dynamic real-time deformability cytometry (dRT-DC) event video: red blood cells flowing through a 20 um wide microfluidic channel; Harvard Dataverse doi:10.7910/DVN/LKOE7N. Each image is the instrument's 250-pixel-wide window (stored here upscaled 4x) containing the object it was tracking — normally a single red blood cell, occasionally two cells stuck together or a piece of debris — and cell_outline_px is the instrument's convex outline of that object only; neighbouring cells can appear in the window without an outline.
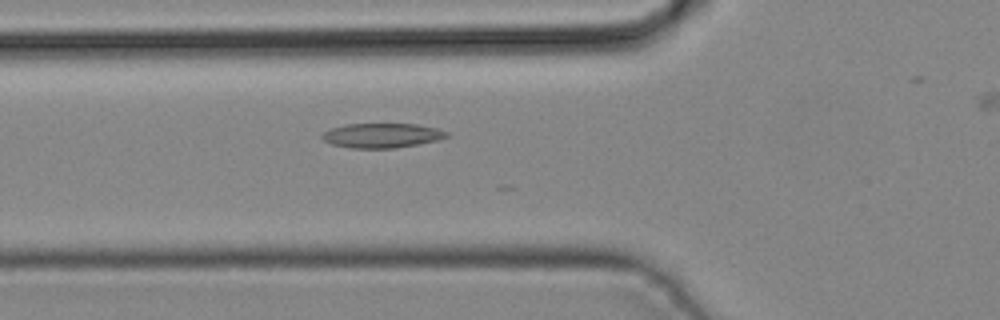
{"species": "common noctule bat (a hibernating species)", "species_latin": "Nyctalus noctula", "temperature_condition": "cold", "stored_images_in_passage": 11, "camera_frame_rate_fps": 3000, "um_per_image_px": 0.085, "animal": {"sex": "male", "body_mass_g": 19.2, "forearm_length_mm": 51.8}, "frame": {"image": 1, "passage_image": 4, "time_ms": 1.0, "image_size_px": [1000, 320], "cell_outline_px": [[448, 136], [436, 140], [420, 144], [396, 148], [348, 148], [332, 144], [324, 140], [320, 136], [324, 132], [332, 128], [344, 124], [416, 124], [436, 128], [448, 132]], "centroid_in_image_um": [32.44, 11.52], "position_along_channel_um": 93.4, "area_um2": 17.8}}
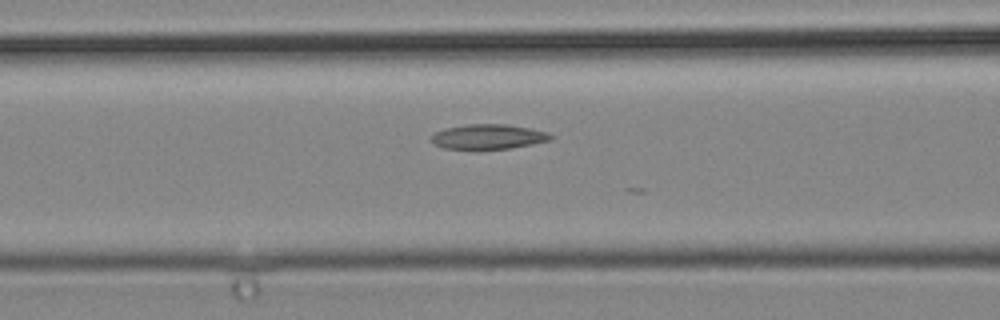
{"frame": {"image": 2, "passage_image": 6, "time_ms": 1.667, "image_size_px": [1000, 320], "cell_outline_px": [[552, 140], [512, 148], [476, 152], [444, 148], [436, 144], [432, 140], [432, 136], [436, 132], [444, 128], [464, 124], [504, 124], [528, 128], [548, 132], [552, 136]], "centroid_in_image_um": [41.48, 11.66], "position_along_channel_um": 125.1, "area_um2": 17.92}}
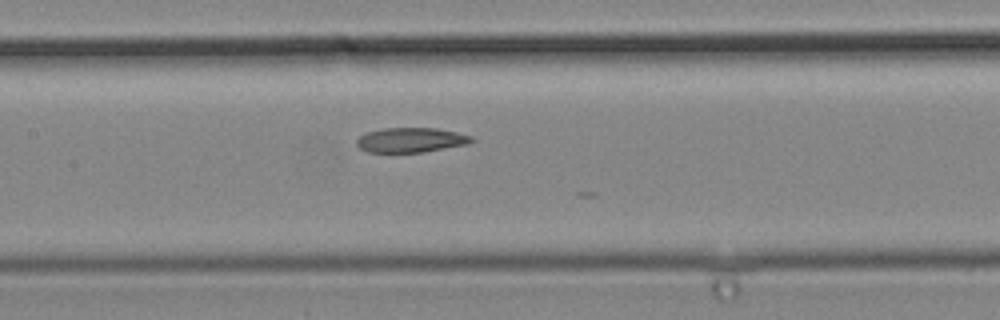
{"frame": {"image": 3, "passage_image": 9, "time_ms": 2.667, "image_size_px": [1000, 320], "cell_outline_px": [[476, 140], [468, 144], [424, 152], [368, 152], [360, 148], [356, 144], [356, 140], [360, 136], [368, 132], [384, 128], [436, 128], [456, 132], [472, 136]], "centroid_in_image_um": [34.95, 11.9], "position_along_channel_um": 172.4, "area_um2": 16.53}}